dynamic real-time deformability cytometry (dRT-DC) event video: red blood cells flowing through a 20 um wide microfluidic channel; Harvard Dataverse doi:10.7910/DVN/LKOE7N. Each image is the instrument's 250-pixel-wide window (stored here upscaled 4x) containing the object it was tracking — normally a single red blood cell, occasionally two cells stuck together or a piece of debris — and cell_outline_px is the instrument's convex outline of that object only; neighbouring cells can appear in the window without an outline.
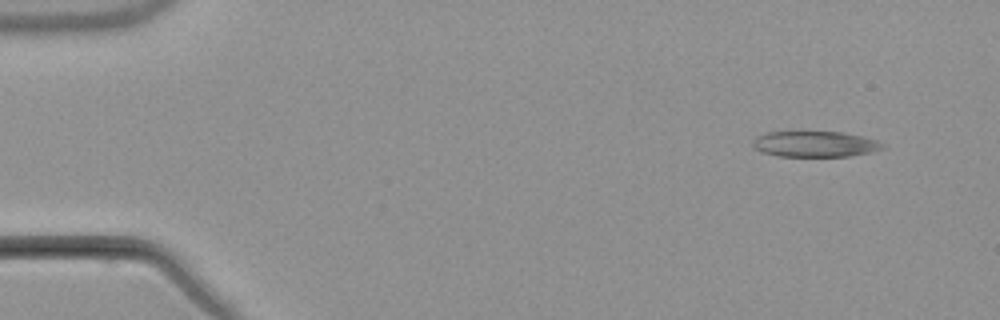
{"species": "common noctule bat (a hibernating species)", "species_latin": "Nyctalus noctula", "temperature_condition": "warm", "stored_images_in_passage": 4, "camera_frame_rate_fps": 3000, "um_per_image_px": 0.085, "animal": {"sex": "male", "body_mass_g": 21.5, "forearm_length_mm": 52.0}, "frame": {"image": 1, "passage_image": 1, "time_ms": 0.0, "image_size_px": [1000, 320], "cell_outline_px": [[884, 148], [872, 152], [848, 156], [776, 156], [764, 152], [756, 148], [752, 144], [752, 140], [756, 136], [768, 132], [844, 132], [864, 136], [876, 140], [884, 144]], "centroid_in_image_um": [69.3, 12.24], "position_along_channel_um": 15.7, "area_um2": 19.48}}
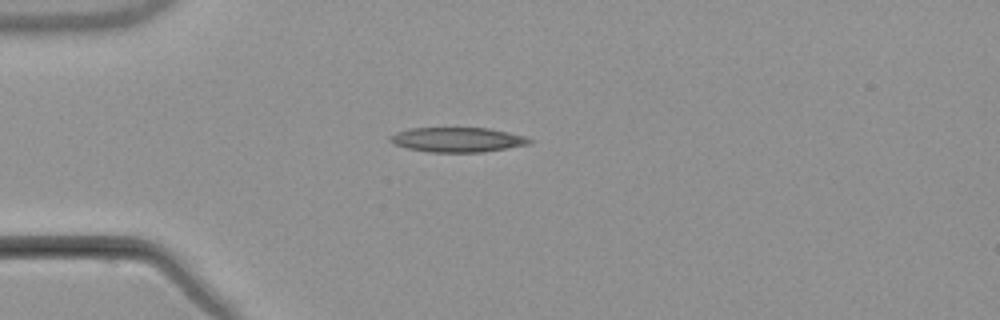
{"frame": {"image": 2, "passage_image": 4, "time_ms": 3.333, "image_size_px": [1000, 320], "cell_outline_px": [[532, 140], [528, 144], [484, 152], [428, 152], [408, 148], [396, 144], [388, 140], [388, 136], [396, 132], [408, 128], [488, 128], [508, 132], [524, 136]], "centroid_in_image_um": [38.84, 11.87], "position_along_channel_um": 46.2, "area_um2": 19.94}}